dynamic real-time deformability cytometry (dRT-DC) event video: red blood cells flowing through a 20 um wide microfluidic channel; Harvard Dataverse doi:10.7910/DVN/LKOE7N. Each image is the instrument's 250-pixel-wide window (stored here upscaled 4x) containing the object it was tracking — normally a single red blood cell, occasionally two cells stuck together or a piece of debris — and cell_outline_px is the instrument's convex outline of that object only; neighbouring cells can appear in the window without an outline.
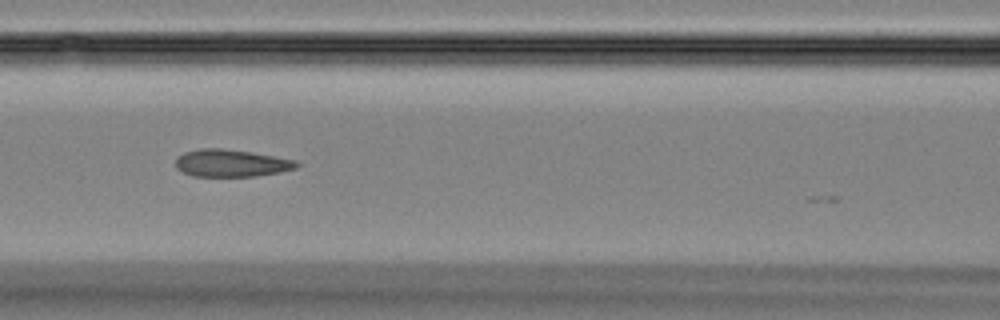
{"species": "Egyptian fruit bat (a non-hibernating species)", "species_latin": "Rousettus aegyptiacus", "temperature_condition": "room temperature", "stored_images_in_passage": 30, "camera_frame_rate_fps": 3000, "um_per_image_px": 0.085, "animal": {"sex": "female"}, "frame": {"image": 1, "passage_image": 21, "time_ms": 6.667, "image_size_px": [1000, 320], "cell_outline_px": [[300, 164], [296, 168], [280, 172], [256, 176], [192, 176], [176, 168], [176, 156], [184, 152], [200, 148], [220, 148], [252, 152], [296, 160]], "centroid_in_image_um": [19.64, 13.86], "position_along_channel_um": 147.0, "area_um2": 19.31}}
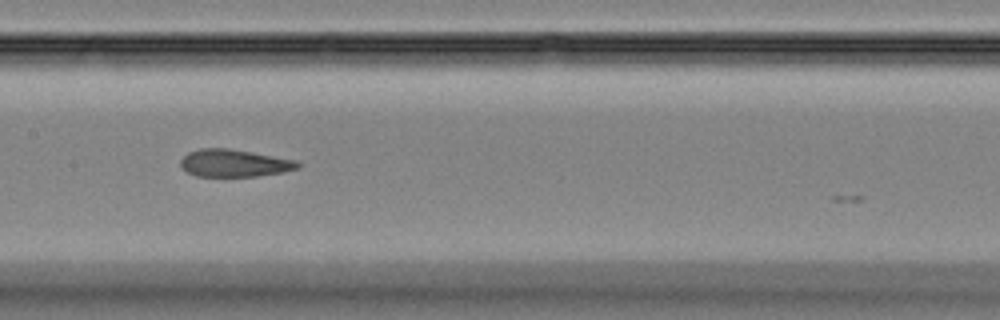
{"frame": {"image": 2, "passage_image": 24, "time_ms": 7.667, "image_size_px": [1000, 320], "cell_outline_px": [[304, 164], [300, 168], [284, 172], [256, 176], [196, 176], [188, 172], [180, 164], [180, 160], [188, 152], [200, 148], [228, 148], [252, 152], [296, 160]], "centroid_in_image_um": [19.96, 13.86], "position_along_channel_um": 187.4, "area_um2": 18.79}}
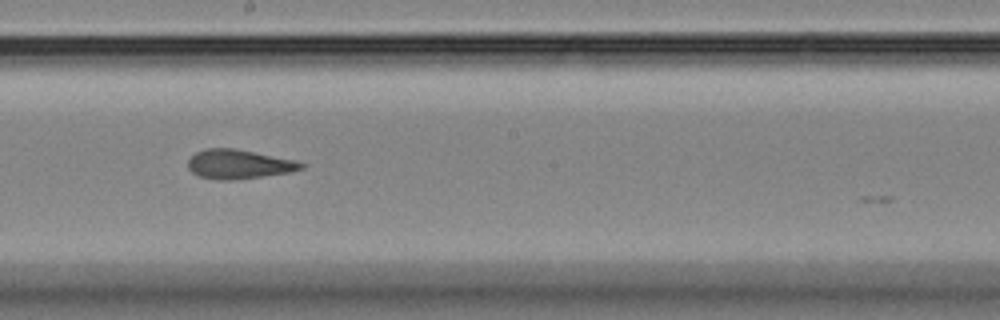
{"frame": {"image": 3, "passage_image": 27, "time_ms": 8.667, "image_size_px": [1000, 320], "cell_outline_px": [[308, 164], [304, 168], [292, 172], [232, 180], [216, 180], [200, 176], [192, 172], [188, 168], [188, 160], [196, 152], [204, 148], [236, 148], [296, 160]], "centroid_in_image_um": [20.33, 13.95], "position_along_channel_um": 227.9, "area_um2": 19.48}}